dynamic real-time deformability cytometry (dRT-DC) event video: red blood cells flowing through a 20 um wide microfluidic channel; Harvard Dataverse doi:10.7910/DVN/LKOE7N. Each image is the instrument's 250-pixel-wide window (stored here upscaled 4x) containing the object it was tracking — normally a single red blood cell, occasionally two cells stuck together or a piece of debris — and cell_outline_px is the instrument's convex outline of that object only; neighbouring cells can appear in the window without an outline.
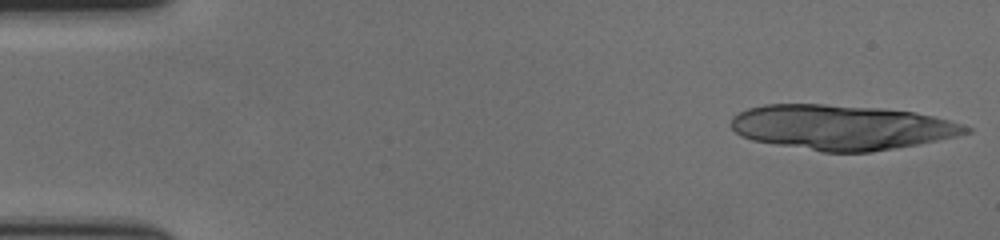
{"species": "human", "species_latin": "Homo sapiens", "temperature_condition": "cold", "stored_images_in_passage": 15, "camera_frame_rate_fps": 3000, "um_per_image_px": 0.085, "donor": {"sex": "female"}, "frame": {"image": 1, "passage_image": 1, "time_ms": 0.0, "image_size_px": [1000, 240], "cell_outline_px": [[972, 132], [956, 136], [916, 144], [872, 152], [824, 152], [752, 140], [740, 136], [732, 128], [732, 116], [748, 108], [764, 104], [824, 104], [880, 108], [912, 112], [932, 116], [948, 120], [972, 128]], "centroid_in_image_um": [71.5, 10.82], "position_along_channel_um": 13.5, "area_um2": 61.04}}